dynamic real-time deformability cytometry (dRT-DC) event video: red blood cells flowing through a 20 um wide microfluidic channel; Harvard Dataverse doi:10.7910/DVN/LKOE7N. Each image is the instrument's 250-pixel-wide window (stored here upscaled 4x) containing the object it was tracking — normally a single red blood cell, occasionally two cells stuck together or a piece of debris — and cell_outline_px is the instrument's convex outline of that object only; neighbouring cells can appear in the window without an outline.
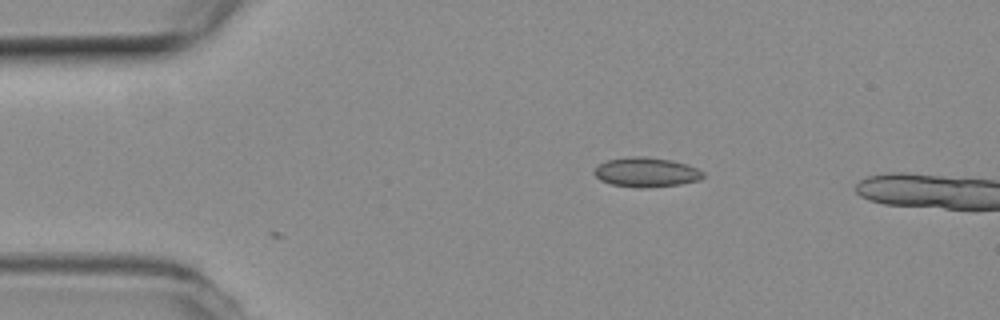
{"species": "common noctule bat (a hibernating species)", "species_latin": "Nyctalus noctula", "temperature_condition": "room temperature", "stored_images_in_passage": 2, "camera_frame_rate_fps": 3000, "um_per_image_px": 0.085, "animal": {"sex": "female", "body_mass_g": 19.3, "forearm_length_mm": 54.1}, "frame": {"image": 1, "passage_image": 2, "time_ms": 0.333, "image_size_px": [1000, 320], "cell_outline_px": [[704, 176], [700, 180], [680, 184], [644, 188], [640, 188], [612, 184], [600, 180], [592, 172], [600, 164], [608, 160], [628, 156], [644, 156], [672, 160], [696, 168], [704, 172]], "centroid_in_image_um": [54.93, 14.64], "position_along_channel_um": 30.1, "area_um2": 18.67}}